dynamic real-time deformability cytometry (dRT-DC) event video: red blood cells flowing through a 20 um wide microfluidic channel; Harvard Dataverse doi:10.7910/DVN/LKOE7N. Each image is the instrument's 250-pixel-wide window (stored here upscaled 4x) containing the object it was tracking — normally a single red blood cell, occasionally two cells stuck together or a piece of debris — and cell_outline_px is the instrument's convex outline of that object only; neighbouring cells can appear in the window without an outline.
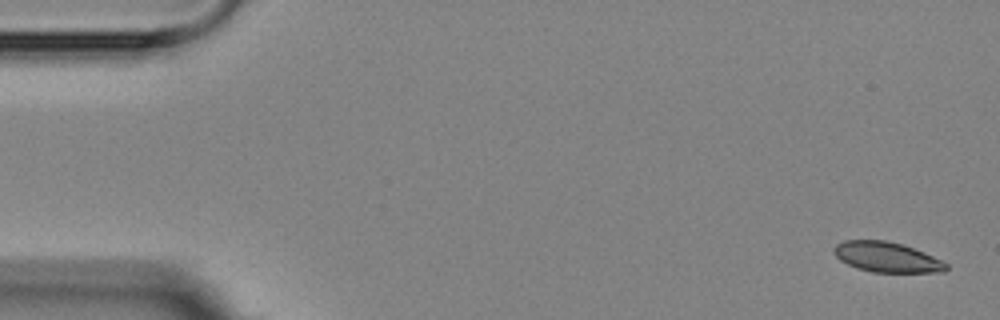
{"species": "Egyptian fruit bat (a non-hibernating species)", "species_latin": "Rousettus aegyptiacus", "temperature_condition": "room temperature", "stored_images_in_passage": 5, "camera_frame_rate_fps": 3000, "um_per_image_px": 0.085, "animal": {"sex": "female"}, "frame": {"image": 1, "passage_image": 1, "time_ms": 0.0, "image_size_px": [1000, 320], "cell_outline_px": [[948, 268], [944, 272], [872, 272], [856, 268], [840, 260], [836, 256], [832, 248], [836, 244], [844, 240], [888, 240], [904, 244], [924, 252], [948, 264]], "centroid_in_image_um": [75.36, 21.84], "position_along_channel_um": 9.6, "area_um2": 19.83}}
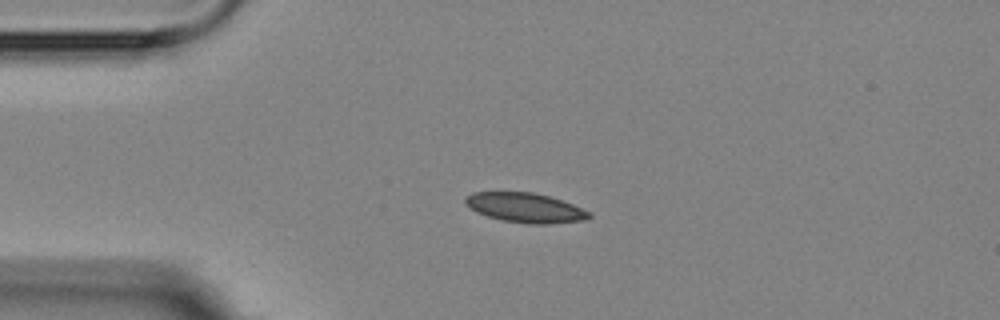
{"frame": {"image": 2, "passage_image": 4, "time_ms": 3.667, "image_size_px": [1000, 320], "cell_outline_px": [[592, 216], [588, 220], [548, 224], [528, 224], [504, 220], [488, 216], [476, 212], [464, 204], [464, 200], [472, 192], [532, 192], [548, 196], [572, 204], [588, 212]], "centroid_in_image_um": [44.63, 17.66], "position_along_channel_um": 40.4, "area_um2": 21.21}}